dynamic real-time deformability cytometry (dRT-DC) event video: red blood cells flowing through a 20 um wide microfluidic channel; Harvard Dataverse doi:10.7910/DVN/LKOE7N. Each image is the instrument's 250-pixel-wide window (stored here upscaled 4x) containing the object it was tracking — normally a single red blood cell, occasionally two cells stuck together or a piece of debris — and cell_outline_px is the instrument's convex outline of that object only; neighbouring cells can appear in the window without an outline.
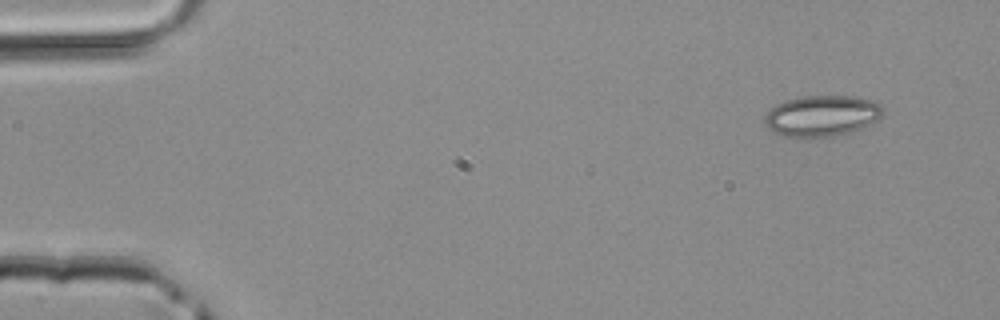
{"species": "common noctule bat (a hibernating species)", "species_latin": "Nyctalus noctula", "temperature_condition": "room temperature", "stored_images_in_passage": 4, "segment_of_instrument_passage": [1, 2], "camera_frame_rate_fps": 3000, "um_per_image_px": 0.085, "animal": {"sex": "male", "body_mass_g": 20.4}, "frame": {"image": 1, "passage_image": 1, "time_ms": 0.0, "image_size_px": [1000, 320], "cell_outline_px": [[884, 112], [876, 120], [864, 128], [852, 132], [832, 136], [808, 140], [804, 140], [784, 136], [772, 132], [764, 124], [764, 116], [776, 104], [784, 100], [804, 96], [856, 96], [872, 100], [880, 104], [884, 108]], "centroid_in_image_um": [69.84, 9.88], "position_along_channel_um": 15.2, "area_um2": 29.07}}